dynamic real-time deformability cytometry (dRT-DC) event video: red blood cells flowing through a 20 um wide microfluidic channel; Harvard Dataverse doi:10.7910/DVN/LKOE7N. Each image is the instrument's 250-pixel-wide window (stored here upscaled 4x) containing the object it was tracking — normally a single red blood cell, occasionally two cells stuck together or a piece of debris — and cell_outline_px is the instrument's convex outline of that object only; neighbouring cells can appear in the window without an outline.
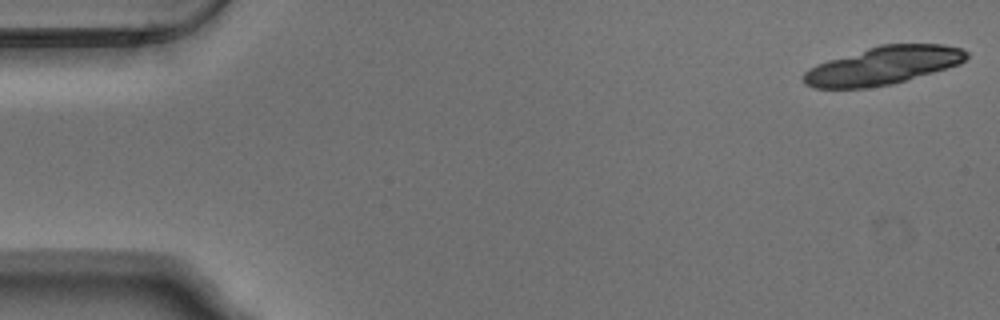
{"species": "Egyptian fruit bat (a non-hibernating species)", "species_latin": "Rousettus aegyptiacus", "temperature_condition": "warm", "stored_images_in_passage": 39, "camera_frame_rate_fps": 3000, "um_per_image_px": 0.085, "animal": {"sex": "male"}, "frame": {"image": 1, "passage_image": 1, "time_ms": 0.0, "image_size_px": [1000, 320], "cell_outline_px": [[968, 56], [960, 64], [892, 84], [864, 88], [816, 88], [804, 84], [804, 72], [808, 68], [816, 64], [828, 60], [880, 44], [944, 44], [960, 48], [968, 52]], "centroid_in_image_um": [75.05, 5.57], "position_along_channel_um": 9.9, "area_um2": 35.89}}